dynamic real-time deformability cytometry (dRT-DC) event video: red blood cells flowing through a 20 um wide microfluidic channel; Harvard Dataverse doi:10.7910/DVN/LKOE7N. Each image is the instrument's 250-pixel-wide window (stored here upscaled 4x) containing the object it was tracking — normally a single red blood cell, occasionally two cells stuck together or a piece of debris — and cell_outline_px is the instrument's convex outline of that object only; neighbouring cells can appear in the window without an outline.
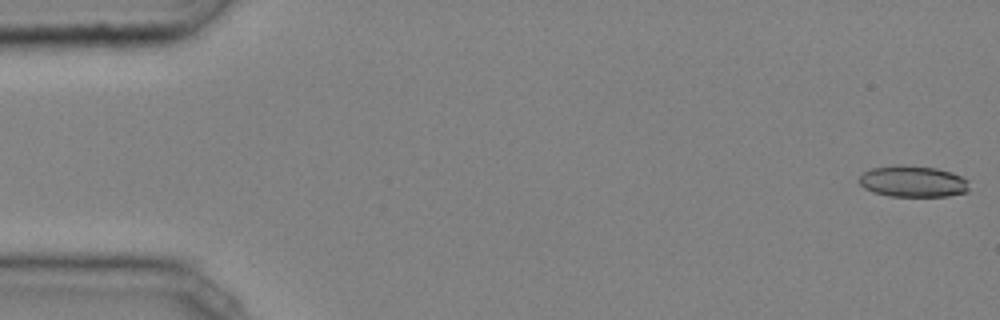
{"species": "common noctule bat (a hibernating species)", "species_latin": "Nyctalus noctula", "temperature_condition": "cold", "stored_images_in_passage": 47, "camera_frame_rate_fps": 3000, "um_per_image_px": 0.085, "animal": {"sex": "male", "body_mass_g": 20.4}, "frame": {"image": 1, "passage_image": 1, "time_ms": 0.0, "image_size_px": [1000, 320], "cell_outline_px": [[968, 192], [948, 196], [888, 196], [872, 192], [864, 188], [860, 184], [860, 176], [864, 172], [872, 168], [892, 164], [904, 164], [936, 168], [952, 172], [968, 180]], "centroid_in_image_um": [77.59, 15.41], "position_along_channel_um": 7.4, "area_um2": 20.35}}
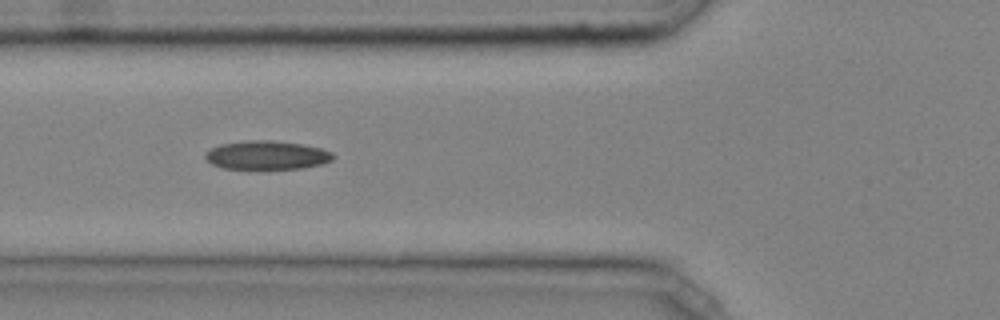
{"frame": {"image": 2, "passage_image": 18, "time_ms": 5.667, "image_size_px": [1000, 320], "cell_outline_px": [[336, 156], [332, 160], [320, 164], [300, 168], [260, 172], [224, 168], [212, 164], [204, 156], [212, 148], [220, 144], [244, 140], [272, 140], [304, 144], [320, 148], [332, 152]], "centroid_in_image_um": [22.68, 13.23], "position_along_channel_um": 103.1, "area_um2": 22.25}}
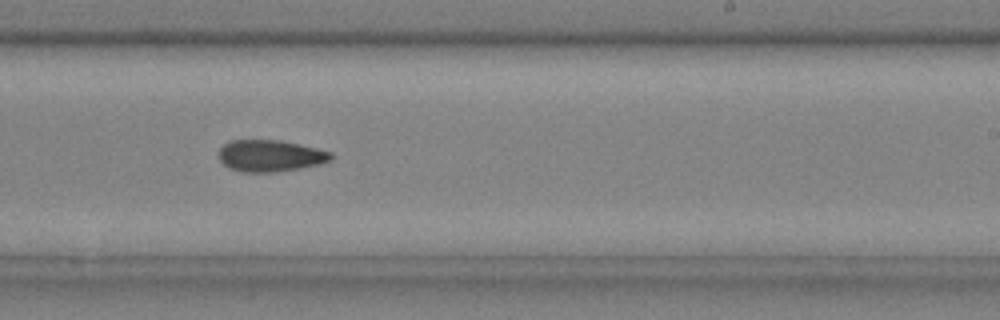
{"frame": {"image": 3, "passage_image": 30, "time_ms": 9.667, "image_size_px": [1000, 320], "cell_outline_px": [[332, 160], [320, 164], [300, 168], [272, 172], [240, 172], [228, 168], [220, 160], [220, 148], [224, 144], [232, 140], [280, 140], [316, 148], [332, 152]], "centroid_in_image_um": [22.97, 13.24], "position_along_channel_um": 266.0, "area_um2": 20.63}, "authors_computed_cell_mechanics": {"area_um2": 20.9814, "velocity_mm_per_s": 4.075, "shape_relaxation_time_tau1_ms": null, "shape_relaxation_time_tau2_ms": 4.0374, "deformation_change_tau1": null, "deformation_change_tau2": 0.1164}}